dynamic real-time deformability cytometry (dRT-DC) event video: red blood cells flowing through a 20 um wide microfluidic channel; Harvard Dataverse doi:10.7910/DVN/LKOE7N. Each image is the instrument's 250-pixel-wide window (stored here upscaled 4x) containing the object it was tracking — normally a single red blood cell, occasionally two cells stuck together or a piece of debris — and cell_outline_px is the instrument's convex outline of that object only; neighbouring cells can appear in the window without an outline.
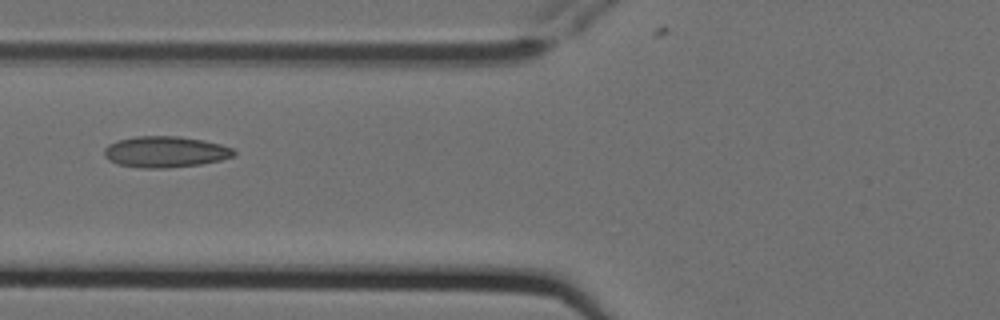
{"species": "Egyptian fruit bat (a non-hibernating species)", "species_latin": "Rousettus aegyptiacus", "temperature_condition": "cold", "stored_images_in_passage": 12, "camera_frame_rate_fps": 3000, "um_per_image_px": 0.085, "animal": {"sex": "female"}, "frame": {"image": 1, "passage_image": 5, "time_ms": 1.333, "image_size_px": [1000, 320], "cell_outline_px": [[236, 156], [220, 160], [200, 164], [164, 168], [140, 168], [120, 164], [108, 160], [104, 156], [104, 148], [108, 144], [120, 140], [136, 136], [180, 136], [204, 140], [220, 144], [232, 148], [236, 152]], "centroid_in_image_um": [14.06, 12.9], "position_along_channel_um": 111.7, "area_um2": 23.52}}
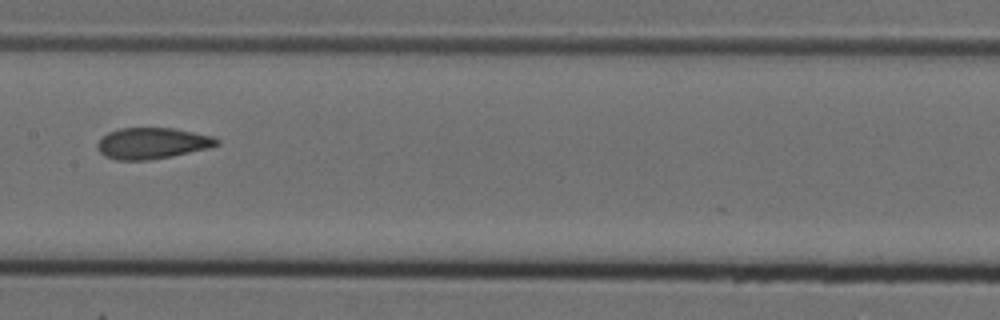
{"frame": {"image": 2, "passage_image": 7, "time_ms": 2.0, "image_size_px": [1000, 320], "cell_outline_px": [[220, 144], [212, 148], [172, 156], [148, 160], [116, 160], [104, 156], [96, 148], [96, 144], [100, 136], [108, 132], [120, 128], [172, 128], [212, 136], [220, 140]], "centroid_in_image_um": [12.92, 12.18], "position_along_channel_um": 194.5, "area_um2": 21.96}}
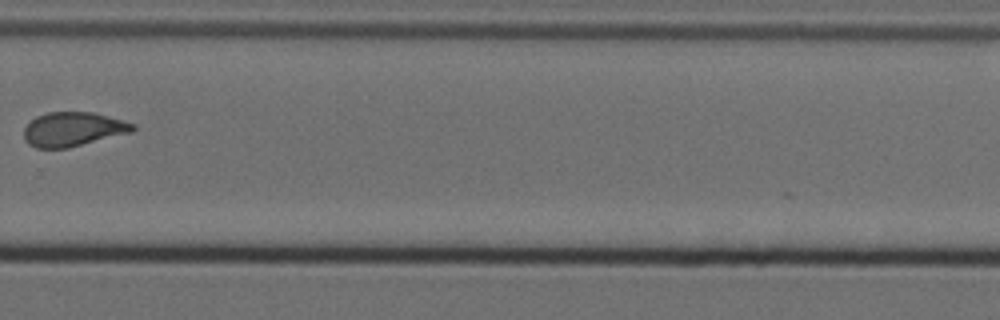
{"frame": {"image": 3, "passage_image": 10, "time_ms": 3.0, "image_size_px": [1000, 320], "cell_outline_px": [[136, 128], [132, 132], [68, 148], [36, 148], [28, 144], [24, 140], [24, 128], [36, 116], [48, 112], [92, 112], [108, 116], [136, 124]], "centroid_in_image_um": [6.2, 10.99], "position_along_channel_um": 323.6, "area_um2": 21.73}}